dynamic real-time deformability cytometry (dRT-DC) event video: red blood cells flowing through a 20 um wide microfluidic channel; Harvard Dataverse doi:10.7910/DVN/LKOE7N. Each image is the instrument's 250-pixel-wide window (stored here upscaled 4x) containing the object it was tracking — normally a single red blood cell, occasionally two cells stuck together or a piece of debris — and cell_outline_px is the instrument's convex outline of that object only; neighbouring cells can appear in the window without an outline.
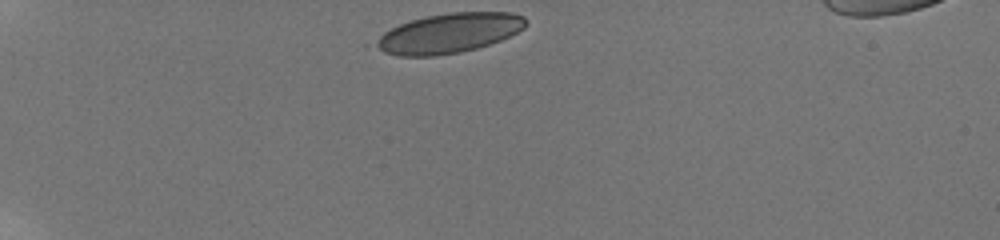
{"species": "human", "species_latin": "Homo sapiens", "temperature_condition": "room temperature", "stored_images_in_passage": 41, "camera_frame_rate_fps": 3000, "um_per_image_px": 0.085, "donor": {"sex": "male"}, "frame": {"image": 1, "passage_image": 1, "time_ms": 0.0, "image_size_px": [1000, 240], "cell_outline_px": [[528, 24], [524, 28], [500, 40], [476, 48], [460, 52], [436, 56], [400, 56], [384, 52], [364, 44], [384, 32], [400, 24], [412, 20], [428, 16], [452, 12], [512, 12], [524, 16], [528, 20]], "centroid_in_image_um": [38.08, 2.83], "position_along_channel_um": 46.9, "area_um2": 35.08}}
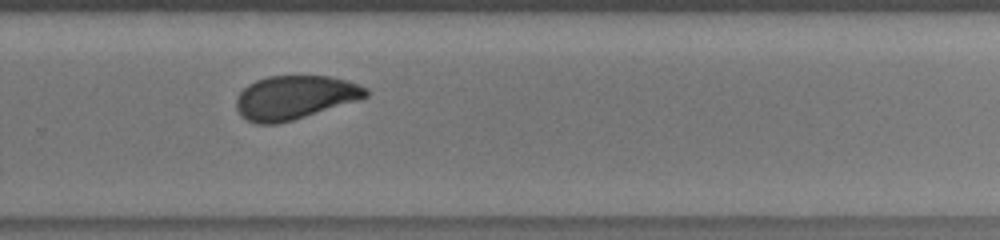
{"frame": {"image": 2, "passage_image": 26, "time_ms": 8.333, "image_size_px": [1000, 240], "cell_outline_px": [[368, 96], [360, 100], [292, 120], [276, 124], [256, 124], [240, 116], [236, 108], [236, 100], [240, 92], [248, 84], [256, 80], [268, 76], [332, 76], [348, 80], [368, 88]], "centroid_in_image_um": [25.07, 8.28], "position_along_channel_um": 304.7, "area_um2": 33.18}}
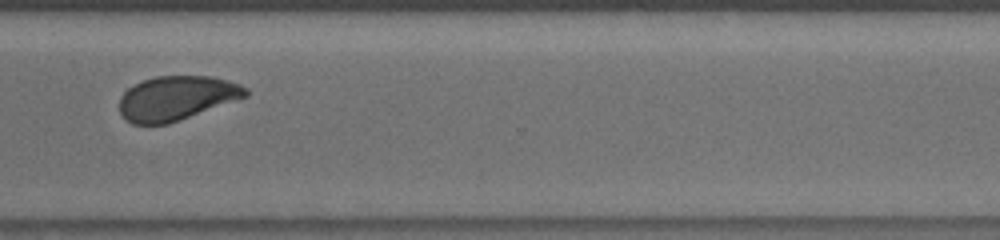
{"frame": {"image": 3, "passage_image": 30, "time_ms": 9.667, "image_size_px": [1000, 240], "cell_outline_px": [[248, 96], [168, 124], [132, 124], [124, 120], [120, 112], [120, 96], [128, 88], [144, 80], [156, 76], [212, 76], [228, 80], [240, 84], [248, 88]], "centroid_in_image_um": [15.01, 8.34], "position_along_channel_um": 355.6, "area_um2": 32.6}, "authors_computed_cell_mechanics": {"area_um2": 34.6222, "velocity_mm_per_s": 3.7796, "shape_relaxation_time_tau1_ms": 11.2348, "shape_relaxation_time_tau2_ms": 2.5745, "deformation_change_tau1": 0.2099, "deformation_change_tau2": 0.07}}